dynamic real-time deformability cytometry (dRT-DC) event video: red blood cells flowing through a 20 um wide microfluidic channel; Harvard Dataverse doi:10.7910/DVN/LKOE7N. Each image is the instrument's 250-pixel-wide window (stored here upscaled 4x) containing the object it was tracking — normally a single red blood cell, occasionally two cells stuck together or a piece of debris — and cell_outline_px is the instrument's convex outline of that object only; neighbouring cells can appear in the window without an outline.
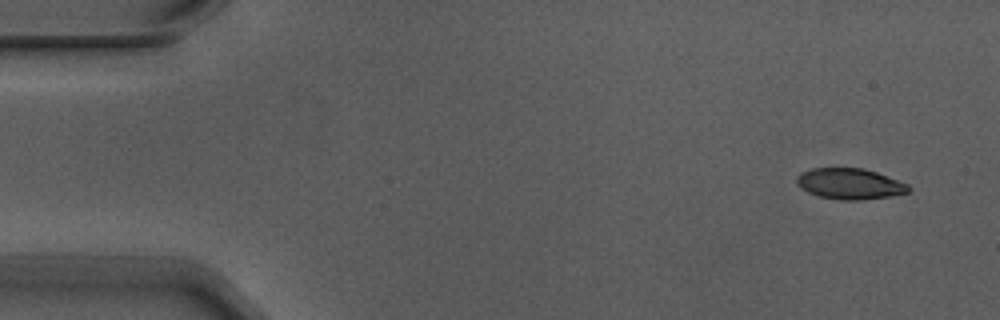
{"species": "Egyptian fruit bat (a non-hibernating species)", "species_latin": "Rousettus aegyptiacus", "temperature_condition": "warm", "stored_images_in_passage": 7, "camera_frame_rate_fps": 3000, "um_per_image_px": 0.085, "animal": {"sex": "male"}, "frame": {"image": 1, "passage_image": 1, "time_ms": 0.0, "image_size_px": [1000, 320], "cell_outline_px": [[912, 188], [908, 192], [888, 196], [864, 200], [840, 200], [820, 196], [808, 192], [796, 180], [800, 172], [812, 168], [864, 168], [876, 172], [908, 184]], "centroid_in_image_um": [72.26, 15.62], "position_along_channel_um": 12.7, "area_um2": 19.88}}
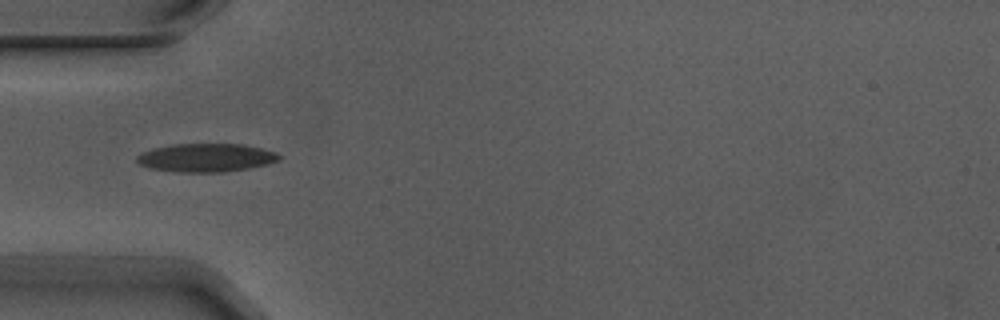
{"frame": {"image": 2, "passage_image": 5, "time_ms": 1.333, "image_size_px": [1000, 320], "cell_outline_px": [[280, 160], [268, 164], [248, 168], [224, 172], [180, 172], [152, 168], [140, 164], [136, 160], [136, 156], [144, 152], [156, 148], [172, 144], [244, 144], [276, 152], [280, 156]], "centroid_in_image_um": [17.56, 13.4], "position_along_channel_um": 67.4, "area_um2": 23.29}}
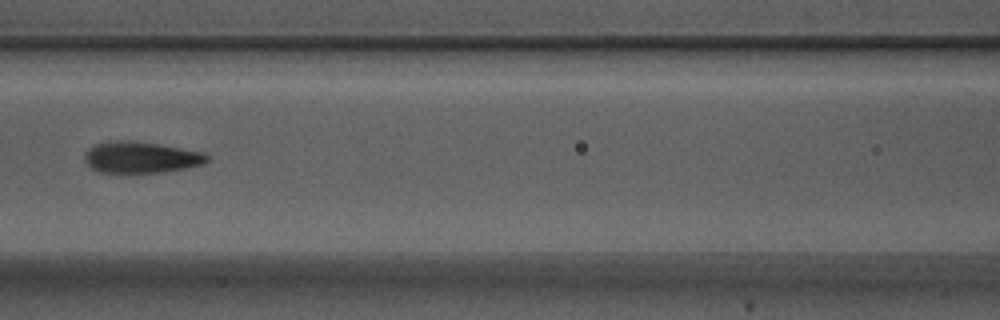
{"frame": {"image": 3, "passage_image": 7, "time_ms": 2.0, "image_size_px": [1000, 320], "cell_outline_px": [[208, 160], [204, 164], [184, 168], [160, 172], [96, 172], [84, 160], [84, 152], [88, 148], [96, 144], [116, 140], [128, 140], [160, 144], [204, 152], [208, 156]], "centroid_in_image_um": [11.96, 13.36], "position_along_channel_um": 154.6, "area_um2": 22.31}}